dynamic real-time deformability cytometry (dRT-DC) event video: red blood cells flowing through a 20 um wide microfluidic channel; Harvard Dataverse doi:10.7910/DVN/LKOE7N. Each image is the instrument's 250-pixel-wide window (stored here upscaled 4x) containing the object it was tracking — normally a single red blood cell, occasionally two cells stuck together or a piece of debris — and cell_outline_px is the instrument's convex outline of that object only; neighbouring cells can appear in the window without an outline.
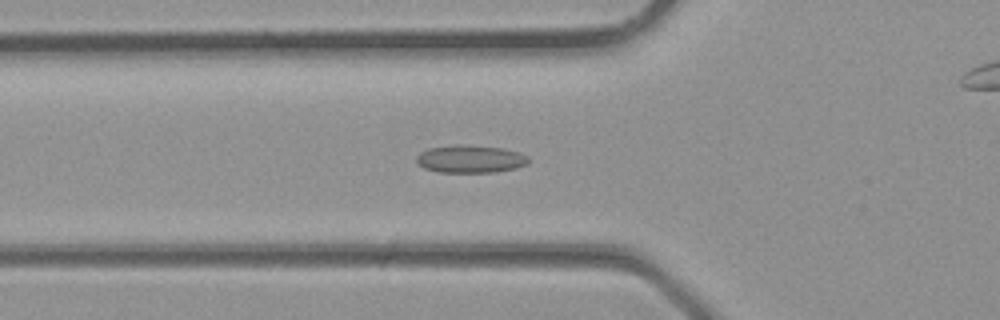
{"species": "common noctule bat (a hibernating species)", "species_latin": "Nyctalus noctula", "temperature_condition": "room temperature", "stored_images_in_passage": 35, "camera_frame_rate_fps": 3000, "um_per_image_px": 0.085, "animal": {"sex": "male", "body_mass_g": 23.1, "forearm_length_mm": 52.7}, "frame": {"image": 1, "passage_image": 12, "time_ms": 3.667, "image_size_px": [1000, 320], "cell_outline_px": [[528, 164], [516, 168], [496, 172], [440, 172], [424, 168], [416, 160], [416, 156], [420, 152], [428, 148], [456, 144], [468, 144], [500, 148], [520, 152], [528, 156]], "centroid_in_image_um": [39.99, 13.5], "position_along_channel_um": 85.8, "area_um2": 18.21}}
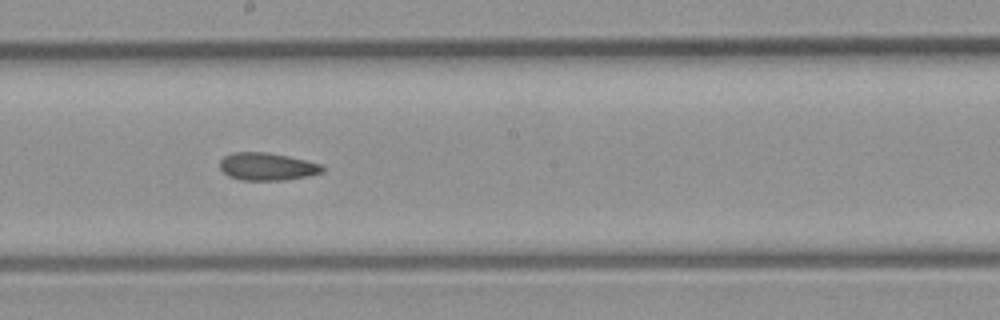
{"frame": {"image": 2, "passage_image": 19, "time_ms": 6.0, "image_size_px": [1000, 320], "cell_outline_px": [[324, 172], [308, 176], [284, 180], [240, 180], [228, 176], [220, 168], [220, 160], [224, 156], [232, 152], [268, 152], [288, 156], [324, 164]], "centroid_in_image_um": [22.73, 14.15], "position_along_channel_um": 225.5, "area_um2": 16.7}}
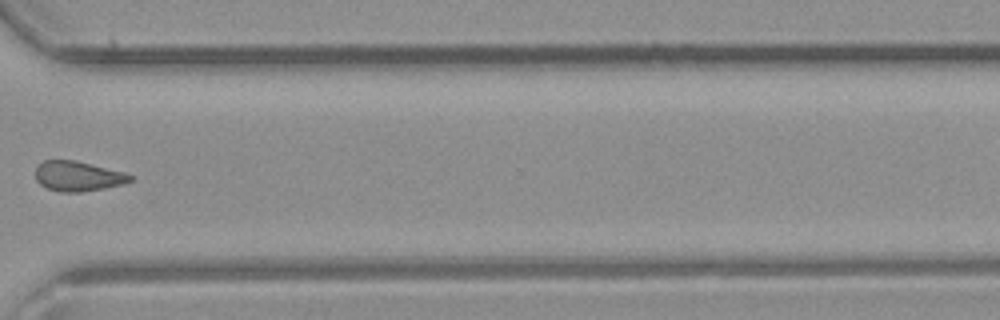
{"frame": {"image": 3, "passage_image": 26, "time_ms": 8.333, "image_size_px": [1000, 320], "cell_outline_px": [[136, 176], [132, 180], [124, 184], [104, 188], [80, 192], [60, 192], [48, 188], [40, 184], [36, 180], [36, 164], [44, 160], [76, 160], [124, 172]], "centroid_in_image_um": [6.64, 14.97], "position_along_channel_um": 364.0, "area_um2": 16.7}}